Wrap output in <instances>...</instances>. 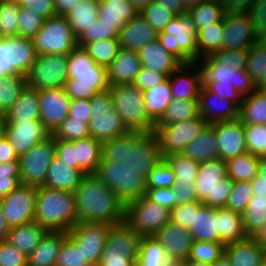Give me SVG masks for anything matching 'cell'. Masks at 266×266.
I'll return each mask as SVG.
<instances>
[{"instance_id": "23", "label": "cell", "mask_w": 266, "mask_h": 266, "mask_svg": "<svg viewBox=\"0 0 266 266\" xmlns=\"http://www.w3.org/2000/svg\"><path fill=\"white\" fill-rule=\"evenodd\" d=\"M168 79L173 98L199 100L203 79L201 67L197 62L181 64Z\"/></svg>"}, {"instance_id": "26", "label": "cell", "mask_w": 266, "mask_h": 266, "mask_svg": "<svg viewBox=\"0 0 266 266\" xmlns=\"http://www.w3.org/2000/svg\"><path fill=\"white\" fill-rule=\"evenodd\" d=\"M141 68L137 51L121 48L107 68L109 86L132 84Z\"/></svg>"}, {"instance_id": "7", "label": "cell", "mask_w": 266, "mask_h": 266, "mask_svg": "<svg viewBox=\"0 0 266 266\" xmlns=\"http://www.w3.org/2000/svg\"><path fill=\"white\" fill-rule=\"evenodd\" d=\"M114 109L130 131L149 132L155 123L149 118L144 104L143 91L133 84L109 86Z\"/></svg>"}, {"instance_id": "29", "label": "cell", "mask_w": 266, "mask_h": 266, "mask_svg": "<svg viewBox=\"0 0 266 266\" xmlns=\"http://www.w3.org/2000/svg\"><path fill=\"white\" fill-rule=\"evenodd\" d=\"M158 32L139 14L127 22L119 32L120 47L138 51L147 43L158 39Z\"/></svg>"}, {"instance_id": "31", "label": "cell", "mask_w": 266, "mask_h": 266, "mask_svg": "<svg viewBox=\"0 0 266 266\" xmlns=\"http://www.w3.org/2000/svg\"><path fill=\"white\" fill-rule=\"evenodd\" d=\"M1 39L6 43L10 51L11 74L18 73L26 76L37 57L32 39L19 35L7 36Z\"/></svg>"}, {"instance_id": "61", "label": "cell", "mask_w": 266, "mask_h": 266, "mask_svg": "<svg viewBox=\"0 0 266 266\" xmlns=\"http://www.w3.org/2000/svg\"><path fill=\"white\" fill-rule=\"evenodd\" d=\"M175 174L170 165L163 159L146 178L147 188H168L174 185Z\"/></svg>"}, {"instance_id": "69", "label": "cell", "mask_w": 266, "mask_h": 266, "mask_svg": "<svg viewBox=\"0 0 266 266\" xmlns=\"http://www.w3.org/2000/svg\"><path fill=\"white\" fill-rule=\"evenodd\" d=\"M194 202L177 205L170 210V221L178 223L188 230L193 227Z\"/></svg>"}, {"instance_id": "53", "label": "cell", "mask_w": 266, "mask_h": 266, "mask_svg": "<svg viewBox=\"0 0 266 266\" xmlns=\"http://www.w3.org/2000/svg\"><path fill=\"white\" fill-rule=\"evenodd\" d=\"M19 10V2L0 0V38L19 35Z\"/></svg>"}, {"instance_id": "76", "label": "cell", "mask_w": 266, "mask_h": 266, "mask_svg": "<svg viewBox=\"0 0 266 266\" xmlns=\"http://www.w3.org/2000/svg\"><path fill=\"white\" fill-rule=\"evenodd\" d=\"M10 162H19V158L16 155L13 146L4 135L0 138V163Z\"/></svg>"}, {"instance_id": "11", "label": "cell", "mask_w": 266, "mask_h": 266, "mask_svg": "<svg viewBox=\"0 0 266 266\" xmlns=\"http://www.w3.org/2000/svg\"><path fill=\"white\" fill-rule=\"evenodd\" d=\"M95 175L128 203L146 192V178L135 169L119 168L115 161L101 160Z\"/></svg>"}, {"instance_id": "25", "label": "cell", "mask_w": 266, "mask_h": 266, "mask_svg": "<svg viewBox=\"0 0 266 266\" xmlns=\"http://www.w3.org/2000/svg\"><path fill=\"white\" fill-rule=\"evenodd\" d=\"M199 115L208 124L230 121L238 118L239 107L234 102L211 92L203 84L199 93Z\"/></svg>"}, {"instance_id": "22", "label": "cell", "mask_w": 266, "mask_h": 266, "mask_svg": "<svg viewBox=\"0 0 266 266\" xmlns=\"http://www.w3.org/2000/svg\"><path fill=\"white\" fill-rule=\"evenodd\" d=\"M216 132L219 158L227 161L247 153L243 123L237 118L211 124Z\"/></svg>"}, {"instance_id": "9", "label": "cell", "mask_w": 266, "mask_h": 266, "mask_svg": "<svg viewBox=\"0 0 266 266\" xmlns=\"http://www.w3.org/2000/svg\"><path fill=\"white\" fill-rule=\"evenodd\" d=\"M91 119L89 122L90 136L101 142L130 132L114 109L109 90L100 92L90 99Z\"/></svg>"}, {"instance_id": "52", "label": "cell", "mask_w": 266, "mask_h": 266, "mask_svg": "<svg viewBox=\"0 0 266 266\" xmlns=\"http://www.w3.org/2000/svg\"><path fill=\"white\" fill-rule=\"evenodd\" d=\"M225 255V244L222 242L194 240L186 261H197L213 264Z\"/></svg>"}, {"instance_id": "32", "label": "cell", "mask_w": 266, "mask_h": 266, "mask_svg": "<svg viewBox=\"0 0 266 266\" xmlns=\"http://www.w3.org/2000/svg\"><path fill=\"white\" fill-rule=\"evenodd\" d=\"M84 176L81 170L71 168L55 155L49 165L43 186L74 193Z\"/></svg>"}, {"instance_id": "17", "label": "cell", "mask_w": 266, "mask_h": 266, "mask_svg": "<svg viewBox=\"0 0 266 266\" xmlns=\"http://www.w3.org/2000/svg\"><path fill=\"white\" fill-rule=\"evenodd\" d=\"M37 187L20 184L2 198V211L11 227L34 221Z\"/></svg>"}, {"instance_id": "58", "label": "cell", "mask_w": 266, "mask_h": 266, "mask_svg": "<svg viewBox=\"0 0 266 266\" xmlns=\"http://www.w3.org/2000/svg\"><path fill=\"white\" fill-rule=\"evenodd\" d=\"M55 266H90L79 245L68 234L61 244Z\"/></svg>"}, {"instance_id": "43", "label": "cell", "mask_w": 266, "mask_h": 266, "mask_svg": "<svg viewBox=\"0 0 266 266\" xmlns=\"http://www.w3.org/2000/svg\"><path fill=\"white\" fill-rule=\"evenodd\" d=\"M244 231L248 237H255L266 222V194L253 195L242 213Z\"/></svg>"}, {"instance_id": "60", "label": "cell", "mask_w": 266, "mask_h": 266, "mask_svg": "<svg viewBox=\"0 0 266 266\" xmlns=\"http://www.w3.org/2000/svg\"><path fill=\"white\" fill-rule=\"evenodd\" d=\"M44 19L32 9L20 6L19 36L32 39L41 29Z\"/></svg>"}, {"instance_id": "51", "label": "cell", "mask_w": 266, "mask_h": 266, "mask_svg": "<svg viewBox=\"0 0 266 266\" xmlns=\"http://www.w3.org/2000/svg\"><path fill=\"white\" fill-rule=\"evenodd\" d=\"M197 30L222 21L224 13L218 0H208L187 10Z\"/></svg>"}, {"instance_id": "37", "label": "cell", "mask_w": 266, "mask_h": 266, "mask_svg": "<svg viewBox=\"0 0 266 266\" xmlns=\"http://www.w3.org/2000/svg\"><path fill=\"white\" fill-rule=\"evenodd\" d=\"M76 169L95 174L102 158V142L92 136L75 140Z\"/></svg>"}, {"instance_id": "34", "label": "cell", "mask_w": 266, "mask_h": 266, "mask_svg": "<svg viewBox=\"0 0 266 266\" xmlns=\"http://www.w3.org/2000/svg\"><path fill=\"white\" fill-rule=\"evenodd\" d=\"M67 235L63 231H47L28 255V266H55L59 248Z\"/></svg>"}, {"instance_id": "13", "label": "cell", "mask_w": 266, "mask_h": 266, "mask_svg": "<svg viewBox=\"0 0 266 266\" xmlns=\"http://www.w3.org/2000/svg\"><path fill=\"white\" fill-rule=\"evenodd\" d=\"M68 55L39 54L26 74L27 87L36 90L64 88L68 80Z\"/></svg>"}, {"instance_id": "5", "label": "cell", "mask_w": 266, "mask_h": 266, "mask_svg": "<svg viewBox=\"0 0 266 266\" xmlns=\"http://www.w3.org/2000/svg\"><path fill=\"white\" fill-rule=\"evenodd\" d=\"M34 222L47 231L68 233L78 222L74 193L37 187Z\"/></svg>"}, {"instance_id": "62", "label": "cell", "mask_w": 266, "mask_h": 266, "mask_svg": "<svg viewBox=\"0 0 266 266\" xmlns=\"http://www.w3.org/2000/svg\"><path fill=\"white\" fill-rule=\"evenodd\" d=\"M105 39H119V31L114 28V25L104 24L98 19L78 38V46L82 47L87 42Z\"/></svg>"}, {"instance_id": "78", "label": "cell", "mask_w": 266, "mask_h": 266, "mask_svg": "<svg viewBox=\"0 0 266 266\" xmlns=\"http://www.w3.org/2000/svg\"><path fill=\"white\" fill-rule=\"evenodd\" d=\"M11 74V57L6 43L0 38V77Z\"/></svg>"}, {"instance_id": "48", "label": "cell", "mask_w": 266, "mask_h": 266, "mask_svg": "<svg viewBox=\"0 0 266 266\" xmlns=\"http://www.w3.org/2000/svg\"><path fill=\"white\" fill-rule=\"evenodd\" d=\"M82 48L96 64L106 68L110 66L121 49L119 39H105L87 42Z\"/></svg>"}, {"instance_id": "35", "label": "cell", "mask_w": 266, "mask_h": 266, "mask_svg": "<svg viewBox=\"0 0 266 266\" xmlns=\"http://www.w3.org/2000/svg\"><path fill=\"white\" fill-rule=\"evenodd\" d=\"M198 163L219 158L216 132L211 124H207L193 141L182 152Z\"/></svg>"}, {"instance_id": "36", "label": "cell", "mask_w": 266, "mask_h": 266, "mask_svg": "<svg viewBox=\"0 0 266 266\" xmlns=\"http://www.w3.org/2000/svg\"><path fill=\"white\" fill-rule=\"evenodd\" d=\"M6 122L40 120L38 90L26 86L17 101L5 113Z\"/></svg>"}, {"instance_id": "50", "label": "cell", "mask_w": 266, "mask_h": 266, "mask_svg": "<svg viewBox=\"0 0 266 266\" xmlns=\"http://www.w3.org/2000/svg\"><path fill=\"white\" fill-rule=\"evenodd\" d=\"M0 85L1 113H6L26 88V76L18 73L3 75L0 77Z\"/></svg>"}, {"instance_id": "38", "label": "cell", "mask_w": 266, "mask_h": 266, "mask_svg": "<svg viewBox=\"0 0 266 266\" xmlns=\"http://www.w3.org/2000/svg\"><path fill=\"white\" fill-rule=\"evenodd\" d=\"M99 2L100 0H79L65 15L77 39L98 20Z\"/></svg>"}, {"instance_id": "65", "label": "cell", "mask_w": 266, "mask_h": 266, "mask_svg": "<svg viewBox=\"0 0 266 266\" xmlns=\"http://www.w3.org/2000/svg\"><path fill=\"white\" fill-rule=\"evenodd\" d=\"M0 266H28V256L9 242H0Z\"/></svg>"}, {"instance_id": "68", "label": "cell", "mask_w": 266, "mask_h": 266, "mask_svg": "<svg viewBox=\"0 0 266 266\" xmlns=\"http://www.w3.org/2000/svg\"><path fill=\"white\" fill-rule=\"evenodd\" d=\"M166 78L167 77L163 73L142 67L132 84L142 91H145L154 88Z\"/></svg>"}, {"instance_id": "4", "label": "cell", "mask_w": 266, "mask_h": 266, "mask_svg": "<svg viewBox=\"0 0 266 266\" xmlns=\"http://www.w3.org/2000/svg\"><path fill=\"white\" fill-rule=\"evenodd\" d=\"M68 80L64 90L72 99H91L109 89L107 68L96 64L87 52L76 46L68 54Z\"/></svg>"}, {"instance_id": "16", "label": "cell", "mask_w": 266, "mask_h": 266, "mask_svg": "<svg viewBox=\"0 0 266 266\" xmlns=\"http://www.w3.org/2000/svg\"><path fill=\"white\" fill-rule=\"evenodd\" d=\"M111 226L106 223L77 222L68 232L90 265H98Z\"/></svg>"}, {"instance_id": "55", "label": "cell", "mask_w": 266, "mask_h": 266, "mask_svg": "<svg viewBox=\"0 0 266 266\" xmlns=\"http://www.w3.org/2000/svg\"><path fill=\"white\" fill-rule=\"evenodd\" d=\"M139 15L158 33L162 32L170 21L176 17L170 10L165 9L152 0L139 10Z\"/></svg>"}, {"instance_id": "21", "label": "cell", "mask_w": 266, "mask_h": 266, "mask_svg": "<svg viewBox=\"0 0 266 266\" xmlns=\"http://www.w3.org/2000/svg\"><path fill=\"white\" fill-rule=\"evenodd\" d=\"M154 237L163 246L171 263L183 264L188 259L194 239L187 228L169 221Z\"/></svg>"}, {"instance_id": "74", "label": "cell", "mask_w": 266, "mask_h": 266, "mask_svg": "<svg viewBox=\"0 0 266 266\" xmlns=\"http://www.w3.org/2000/svg\"><path fill=\"white\" fill-rule=\"evenodd\" d=\"M224 15L247 14L255 0H218Z\"/></svg>"}, {"instance_id": "8", "label": "cell", "mask_w": 266, "mask_h": 266, "mask_svg": "<svg viewBox=\"0 0 266 266\" xmlns=\"http://www.w3.org/2000/svg\"><path fill=\"white\" fill-rule=\"evenodd\" d=\"M141 239L125 222L112 225L98 266H136Z\"/></svg>"}, {"instance_id": "56", "label": "cell", "mask_w": 266, "mask_h": 266, "mask_svg": "<svg viewBox=\"0 0 266 266\" xmlns=\"http://www.w3.org/2000/svg\"><path fill=\"white\" fill-rule=\"evenodd\" d=\"M55 140L75 141L90 136L89 124L67 116L51 134Z\"/></svg>"}, {"instance_id": "20", "label": "cell", "mask_w": 266, "mask_h": 266, "mask_svg": "<svg viewBox=\"0 0 266 266\" xmlns=\"http://www.w3.org/2000/svg\"><path fill=\"white\" fill-rule=\"evenodd\" d=\"M40 121L52 134L69 114L71 98L64 88L38 90Z\"/></svg>"}, {"instance_id": "18", "label": "cell", "mask_w": 266, "mask_h": 266, "mask_svg": "<svg viewBox=\"0 0 266 266\" xmlns=\"http://www.w3.org/2000/svg\"><path fill=\"white\" fill-rule=\"evenodd\" d=\"M5 137L14 148L18 158L51 134L40 120L6 122Z\"/></svg>"}, {"instance_id": "30", "label": "cell", "mask_w": 266, "mask_h": 266, "mask_svg": "<svg viewBox=\"0 0 266 266\" xmlns=\"http://www.w3.org/2000/svg\"><path fill=\"white\" fill-rule=\"evenodd\" d=\"M189 232L194 240L218 242V208L194 202L193 227Z\"/></svg>"}, {"instance_id": "40", "label": "cell", "mask_w": 266, "mask_h": 266, "mask_svg": "<svg viewBox=\"0 0 266 266\" xmlns=\"http://www.w3.org/2000/svg\"><path fill=\"white\" fill-rule=\"evenodd\" d=\"M244 231L242 214L222 207L218 208V242L225 245L247 238Z\"/></svg>"}, {"instance_id": "49", "label": "cell", "mask_w": 266, "mask_h": 266, "mask_svg": "<svg viewBox=\"0 0 266 266\" xmlns=\"http://www.w3.org/2000/svg\"><path fill=\"white\" fill-rule=\"evenodd\" d=\"M163 159L172 168L175 178L174 185L179 183L195 182L198 173L199 163L181 153H171Z\"/></svg>"}, {"instance_id": "14", "label": "cell", "mask_w": 266, "mask_h": 266, "mask_svg": "<svg viewBox=\"0 0 266 266\" xmlns=\"http://www.w3.org/2000/svg\"><path fill=\"white\" fill-rule=\"evenodd\" d=\"M54 157L55 139L50 135L19 158L20 184L43 186L49 165Z\"/></svg>"}, {"instance_id": "6", "label": "cell", "mask_w": 266, "mask_h": 266, "mask_svg": "<svg viewBox=\"0 0 266 266\" xmlns=\"http://www.w3.org/2000/svg\"><path fill=\"white\" fill-rule=\"evenodd\" d=\"M194 183L199 202L214 208L226 207L234 186L227 175L226 161L220 158L199 163Z\"/></svg>"}, {"instance_id": "57", "label": "cell", "mask_w": 266, "mask_h": 266, "mask_svg": "<svg viewBox=\"0 0 266 266\" xmlns=\"http://www.w3.org/2000/svg\"><path fill=\"white\" fill-rule=\"evenodd\" d=\"M248 153L266 157V124H243Z\"/></svg>"}, {"instance_id": "1", "label": "cell", "mask_w": 266, "mask_h": 266, "mask_svg": "<svg viewBox=\"0 0 266 266\" xmlns=\"http://www.w3.org/2000/svg\"><path fill=\"white\" fill-rule=\"evenodd\" d=\"M101 160L115 161L119 168L135 169L148 177L163 157L155 131L129 133L102 142Z\"/></svg>"}, {"instance_id": "80", "label": "cell", "mask_w": 266, "mask_h": 266, "mask_svg": "<svg viewBox=\"0 0 266 266\" xmlns=\"http://www.w3.org/2000/svg\"><path fill=\"white\" fill-rule=\"evenodd\" d=\"M79 0H53L56 14L59 16L67 15Z\"/></svg>"}, {"instance_id": "2", "label": "cell", "mask_w": 266, "mask_h": 266, "mask_svg": "<svg viewBox=\"0 0 266 266\" xmlns=\"http://www.w3.org/2000/svg\"><path fill=\"white\" fill-rule=\"evenodd\" d=\"M78 222H125L126 203L95 174L85 175L74 191Z\"/></svg>"}, {"instance_id": "27", "label": "cell", "mask_w": 266, "mask_h": 266, "mask_svg": "<svg viewBox=\"0 0 266 266\" xmlns=\"http://www.w3.org/2000/svg\"><path fill=\"white\" fill-rule=\"evenodd\" d=\"M137 53L142 67L163 73L166 77L182 64L162 47L158 39L147 43Z\"/></svg>"}, {"instance_id": "24", "label": "cell", "mask_w": 266, "mask_h": 266, "mask_svg": "<svg viewBox=\"0 0 266 266\" xmlns=\"http://www.w3.org/2000/svg\"><path fill=\"white\" fill-rule=\"evenodd\" d=\"M222 49H249L258 38L248 14L224 15Z\"/></svg>"}, {"instance_id": "3", "label": "cell", "mask_w": 266, "mask_h": 266, "mask_svg": "<svg viewBox=\"0 0 266 266\" xmlns=\"http://www.w3.org/2000/svg\"><path fill=\"white\" fill-rule=\"evenodd\" d=\"M197 63L202 70L203 84L213 93L234 102L240 107L243 97L256 90V85L245 69L222 64L214 55L200 58Z\"/></svg>"}, {"instance_id": "28", "label": "cell", "mask_w": 266, "mask_h": 266, "mask_svg": "<svg viewBox=\"0 0 266 266\" xmlns=\"http://www.w3.org/2000/svg\"><path fill=\"white\" fill-rule=\"evenodd\" d=\"M225 256L231 266H262L266 261L261 244L255 237L226 244Z\"/></svg>"}, {"instance_id": "19", "label": "cell", "mask_w": 266, "mask_h": 266, "mask_svg": "<svg viewBox=\"0 0 266 266\" xmlns=\"http://www.w3.org/2000/svg\"><path fill=\"white\" fill-rule=\"evenodd\" d=\"M198 30L188 12L176 16L159 34H170L177 38L179 45V61L188 64L198 61Z\"/></svg>"}, {"instance_id": "42", "label": "cell", "mask_w": 266, "mask_h": 266, "mask_svg": "<svg viewBox=\"0 0 266 266\" xmlns=\"http://www.w3.org/2000/svg\"><path fill=\"white\" fill-rule=\"evenodd\" d=\"M238 119L243 124H266V92L255 90L244 96Z\"/></svg>"}, {"instance_id": "75", "label": "cell", "mask_w": 266, "mask_h": 266, "mask_svg": "<svg viewBox=\"0 0 266 266\" xmlns=\"http://www.w3.org/2000/svg\"><path fill=\"white\" fill-rule=\"evenodd\" d=\"M254 195L266 194V157L259 158L257 175L251 180Z\"/></svg>"}, {"instance_id": "46", "label": "cell", "mask_w": 266, "mask_h": 266, "mask_svg": "<svg viewBox=\"0 0 266 266\" xmlns=\"http://www.w3.org/2000/svg\"><path fill=\"white\" fill-rule=\"evenodd\" d=\"M223 20L201 28L197 33L198 60L222 50Z\"/></svg>"}, {"instance_id": "64", "label": "cell", "mask_w": 266, "mask_h": 266, "mask_svg": "<svg viewBox=\"0 0 266 266\" xmlns=\"http://www.w3.org/2000/svg\"><path fill=\"white\" fill-rule=\"evenodd\" d=\"M247 14L258 40L266 39V0H255Z\"/></svg>"}, {"instance_id": "45", "label": "cell", "mask_w": 266, "mask_h": 266, "mask_svg": "<svg viewBox=\"0 0 266 266\" xmlns=\"http://www.w3.org/2000/svg\"><path fill=\"white\" fill-rule=\"evenodd\" d=\"M198 116L199 100H177L173 98L170 104L167 106L161 119L155 124V126H166Z\"/></svg>"}, {"instance_id": "59", "label": "cell", "mask_w": 266, "mask_h": 266, "mask_svg": "<svg viewBox=\"0 0 266 266\" xmlns=\"http://www.w3.org/2000/svg\"><path fill=\"white\" fill-rule=\"evenodd\" d=\"M253 195L251 181H236L228 197L226 208L242 214Z\"/></svg>"}, {"instance_id": "66", "label": "cell", "mask_w": 266, "mask_h": 266, "mask_svg": "<svg viewBox=\"0 0 266 266\" xmlns=\"http://www.w3.org/2000/svg\"><path fill=\"white\" fill-rule=\"evenodd\" d=\"M248 54L249 49H222L214 53L222 64H226V66L230 69H234L236 67L245 69Z\"/></svg>"}, {"instance_id": "79", "label": "cell", "mask_w": 266, "mask_h": 266, "mask_svg": "<svg viewBox=\"0 0 266 266\" xmlns=\"http://www.w3.org/2000/svg\"><path fill=\"white\" fill-rule=\"evenodd\" d=\"M163 6L165 9L170 10L176 16L187 12L184 0H154Z\"/></svg>"}, {"instance_id": "73", "label": "cell", "mask_w": 266, "mask_h": 266, "mask_svg": "<svg viewBox=\"0 0 266 266\" xmlns=\"http://www.w3.org/2000/svg\"><path fill=\"white\" fill-rule=\"evenodd\" d=\"M172 188L175 191L176 206L199 201L194 182L179 183Z\"/></svg>"}, {"instance_id": "70", "label": "cell", "mask_w": 266, "mask_h": 266, "mask_svg": "<svg viewBox=\"0 0 266 266\" xmlns=\"http://www.w3.org/2000/svg\"><path fill=\"white\" fill-rule=\"evenodd\" d=\"M19 5L32 9L43 19L56 16L53 0H19Z\"/></svg>"}, {"instance_id": "44", "label": "cell", "mask_w": 266, "mask_h": 266, "mask_svg": "<svg viewBox=\"0 0 266 266\" xmlns=\"http://www.w3.org/2000/svg\"><path fill=\"white\" fill-rule=\"evenodd\" d=\"M163 246L154 236H144L140 242L136 266H170Z\"/></svg>"}, {"instance_id": "67", "label": "cell", "mask_w": 266, "mask_h": 266, "mask_svg": "<svg viewBox=\"0 0 266 266\" xmlns=\"http://www.w3.org/2000/svg\"><path fill=\"white\" fill-rule=\"evenodd\" d=\"M150 201L172 210L176 206L175 191L168 188H146L144 195Z\"/></svg>"}, {"instance_id": "63", "label": "cell", "mask_w": 266, "mask_h": 266, "mask_svg": "<svg viewBox=\"0 0 266 266\" xmlns=\"http://www.w3.org/2000/svg\"><path fill=\"white\" fill-rule=\"evenodd\" d=\"M19 185V162L0 163V198H4Z\"/></svg>"}, {"instance_id": "10", "label": "cell", "mask_w": 266, "mask_h": 266, "mask_svg": "<svg viewBox=\"0 0 266 266\" xmlns=\"http://www.w3.org/2000/svg\"><path fill=\"white\" fill-rule=\"evenodd\" d=\"M36 54H66L76 46L78 39L74 35L65 16L56 15L44 19L39 32L32 38Z\"/></svg>"}, {"instance_id": "72", "label": "cell", "mask_w": 266, "mask_h": 266, "mask_svg": "<svg viewBox=\"0 0 266 266\" xmlns=\"http://www.w3.org/2000/svg\"><path fill=\"white\" fill-rule=\"evenodd\" d=\"M68 115L72 119L82 120L89 124L91 119L90 99H72L69 104Z\"/></svg>"}, {"instance_id": "47", "label": "cell", "mask_w": 266, "mask_h": 266, "mask_svg": "<svg viewBox=\"0 0 266 266\" xmlns=\"http://www.w3.org/2000/svg\"><path fill=\"white\" fill-rule=\"evenodd\" d=\"M259 157L251 153L238 155L226 161L227 175L234 182L251 181L258 171Z\"/></svg>"}, {"instance_id": "77", "label": "cell", "mask_w": 266, "mask_h": 266, "mask_svg": "<svg viewBox=\"0 0 266 266\" xmlns=\"http://www.w3.org/2000/svg\"><path fill=\"white\" fill-rule=\"evenodd\" d=\"M158 40L167 52L179 60V45L174 35L158 34Z\"/></svg>"}, {"instance_id": "15", "label": "cell", "mask_w": 266, "mask_h": 266, "mask_svg": "<svg viewBox=\"0 0 266 266\" xmlns=\"http://www.w3.org/2000/svg\"><path fill=\"white\" fill-rule=\"evenodd\" d=\"M208 123L200 115L185 121L166 126H155V133L162 157L171 153H181L193 141Z\"/></svg>"}, {"instance_id": "71", "label": "cell", "mask_w": 266, "mask_h": 266, "mask_svg": "<svg viewBox=\"0 0 266 266\" xmlns=\"http://www.w3.org/2000/svg\"><path fill=\"white\" fill-rule=\"evenodd\" d=\"M55 155L62 162L76 169L75 141L55 140Z\"/></svg>"}, {"instance_id": "12", "label": "cell", "mask_w": 266, "mask_h": 266, "mask_svg": "<svg viewBox=\"0 0 266 266\" xmlns=\"http://www.w3.org/2000/svg\"><path fill=\"white\" fill-rule=\"evenodd\" d=\"M170 221V210L145 196L126 203L125 223L136 233L154 236Z\"/></svg>"}, {"instance_id": "39", "label": "cell", "mask_w": 266, "mask_h": 266, "mask_svg": "<svg viewBox=\"0 0 266 266\" xmlns=\"http://www.w3.org/2000/svg\"><path fill=\"white\" fill-rule=\"evenodd\" d=\"M47 230L36 222L11 227L7 242L28 256L40 243Z\"/></svg>"}, {"instance_id": "54", "label": "cell", "mask_w": 266, "mask_h": 266, "mask_svg": "<svg viewBox=\"0 0 266 266\" xmlns=\"http://www.w3.org/2000/svg\"><path fill=\"white\" fill-rule=\"evenodd\" d=\"M245 70L255 84L266 75V41L258 40L249 48Z\"/></svg>"}, {"instance_id": "41", "label": "cell", "mask_w": 266, "mask_h": 266, "mask_svg": "<svg viewBox=\"0 0 266 266\" xmlns=\"http://www.w3.org/2000/svg\"><path fill=\"white\" fill-rule=\"evenodd\" d=\"M143 96L147 114L156 124L173 99L168 77L154 88L143 91Z\"/></svg>"}, {"instance_id": "33", "label": "cell", "mask_w": 266, "mask_h": 266, "mask_svg": "<svg viewBox=\"0 0 266 266\" xmlns=\"http://www.w3.org/2000/svg\"><path fill=\"white\" fill-rule=\"evenodd\" d=\"M139 10L129 0H100L98 19L107 25H114L119 32Z\"/></svg>"}]
</instances>
